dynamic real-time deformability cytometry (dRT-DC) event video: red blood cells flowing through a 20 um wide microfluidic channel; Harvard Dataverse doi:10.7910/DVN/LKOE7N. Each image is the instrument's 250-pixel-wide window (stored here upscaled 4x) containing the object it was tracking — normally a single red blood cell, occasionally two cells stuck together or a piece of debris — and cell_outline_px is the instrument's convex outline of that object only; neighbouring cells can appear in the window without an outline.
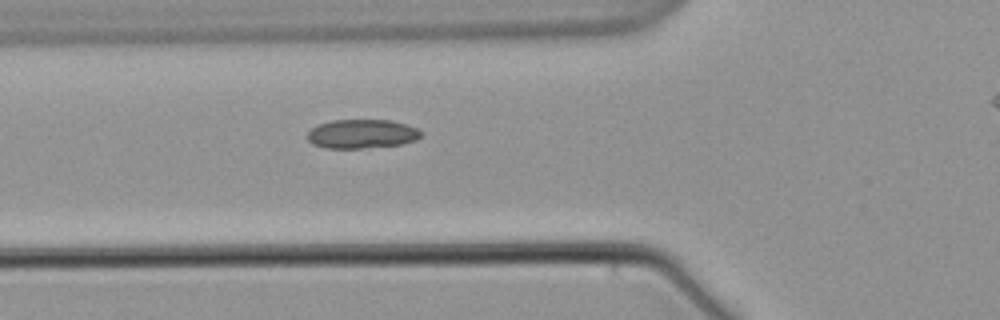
{"species": "common noctule bat (a hibernating species)", "species_latin": "Nyctalus noctula", "temperature_condition": "warm", "stored_images_in_passage": 5, "segment_of_instrument_passage": [1, 2], "camera_frame_rate_fps": 3000, "um_per_image_px": 0.085, "animal": {"sex": "male", "body_mass_g": 21.5, "forearm_length_mm": 52.0}, "frame": {"image": 1, "passage_image": 4, "time_ms": 3.667, "image_size_px": [1000, 320], "cell_outline_px": [[424, 132], [416, 140], [400, 144], [360, 148], [324, 148], [312, 144], [304, 136], [316, 124], [332, 120], [392, 120], [416, 128]], "centroid_in_image_um": [30.7, 11.37], "position_along_channel_um": 95.1, "area_um2": 19.31}}